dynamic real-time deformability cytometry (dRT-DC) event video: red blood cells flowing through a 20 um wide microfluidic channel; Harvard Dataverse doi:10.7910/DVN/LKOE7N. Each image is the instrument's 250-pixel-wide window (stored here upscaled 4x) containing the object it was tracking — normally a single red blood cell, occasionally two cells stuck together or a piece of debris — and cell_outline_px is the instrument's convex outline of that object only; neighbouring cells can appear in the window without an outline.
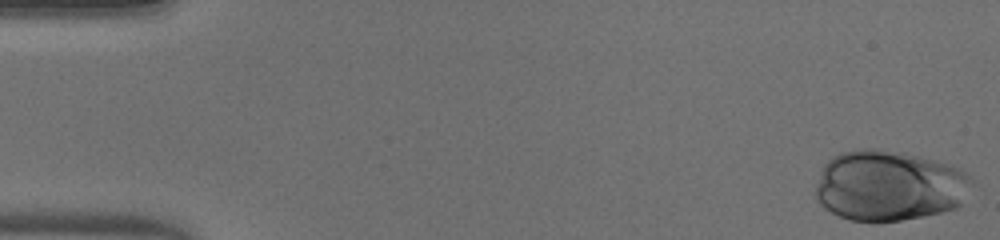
{"species": "human", "species_latin": "Homo sapiens", "temperature_condition": "warm", "stored_images_in_passage": 42, "camera_frame_rate_fps": 3000, "um_per_image_px": 0.085, "donor": {"sex": "male"}, "frame": {"image": 1, "passage_image": 1, "time_ms": 0.0, "image_size_px": [1000, 240], "cell_outline_px": [[976, 184], [960, 204], [956, 208], [924, 216], [900, 220], [848, 220], [824, 208], [816, 200], [816, 184], [820, 172], [824, 164], [832, 156], [840, 152], [864, 148], [876, 148], [904, 152], [932, 160], [956, 168], [972, 176], [976, 180]], "centroid_in_image_um": [75.58, 15.77], "position_along_channel_um": 9.4, "area_um2": 64.39}}
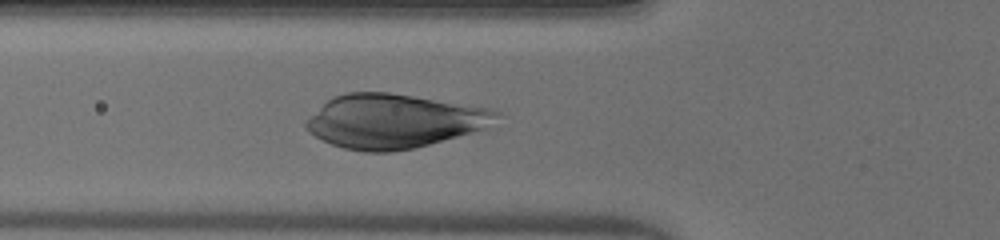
{"frame": {"image": 2, "passage_image": 18, "time_ms": 5.667, "image_size_px": [1000, 240], "cell_outline_px": [[500, 112], [484, 128], [416, 148], [392, 152], [364, 152], [344, 148], [332, 144], [308, 132], [304, 128], [304, 124], [332, 96], [348, 92], [388, 92], [488, 108]], "centroid_in_image_um": [33.41, 10.3], "position_along_channel_um": 92.4, "area_um2": 58.96}}
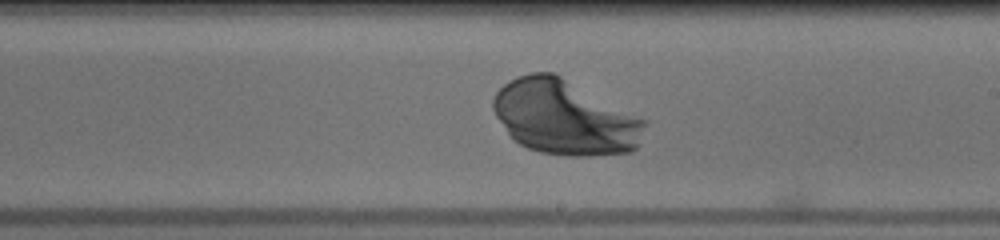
{"frame": {"image": 3, "passage_image": 29, "time_ms": 9.333, "image_size_px": [1000, 240], "cell_outline_px": [[648, 120], [636, 148], [632, 152], [588, 156], [568, 156], [540, 152], [528, 148], [512, 140], [496, 116], [492, 108], [492, 100], [496, 92], [504, 84], [516, 76], [532, 72], [552, 72]], "centroid_in_image_um": [47.98, 9.99], "position_along_channel_um": 241.0, "area_um2": 65.95}}